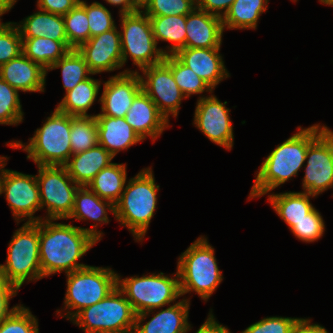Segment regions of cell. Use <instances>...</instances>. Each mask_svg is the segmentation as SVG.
<instances>
[{"label": "cell", "instance_id": "33", "mask_svg": "<svg viewBox=\"0 0 333 333\" xmlns=\"http://www.w3.org/2000/svg\"><path fill=\"white\" fill-rule=\"evenodd\" d=\"M98 144L95 115L71 116L70 145L72 155L84 152Z\"/></svg>", "mask_w": 333, "mask_h": 333}, {"label": "cell", "instance_id": "52", "mask_svg": "<svg viewBox=\"0 0 333 333\" xmlns=\"http://www.w3.org/2000/svg\"><path fill=\"white\" fill-rule=\"evenodd\" d=\"M134 1L141 7L146 0H134Z\"/></svg>", "mask_w": 333, "mask_h": 333}, {"label": "cell", "instance_id": "3", "mask_svg": "<svg viewBox=\"0 0 333 333\" xmlns=\"http://www.w3.org/2000/svg\"><path fill=\"white\" fill-rule=\"evenodd\" d=\"M159 185L151 168L141 170L128 181L119 201L115 204V218L141 241L146 235L156 209Z\"/></svg>", "mask_w": 333, "mask_h": 333}, {"label": "cell", "instance_id": "49", "mask_svg": "<svg viewBox=\"0 0 333 333\" xmlns=\"http://www.w3.org/2000/svg\"><path fill=\"white\" fill-rule=\"evenodd\" d=\"M112 5H121L120 13H133L140 10V6L134 0H106Z\"/></svg>", "mask_w": 333, "mask_h": 333}, {"label": "cell", "instance_id": "47", "mask_svg": "<svg viewBox=\"0 0 333 333\" xmlns=\"http://www.w3.org/2000/svg\"><path fill=\"white\" fill-rule=\"evenodd\" d=\"M196 333H231L228 328L217 323L214 316L209 313L205 323L197 330Z\"/></svg>", "mask_w": 333, "mask_h": 333}, {"label": "cell", "instance_id": "17", "mask_svg": "<svg viewBox=\"0 0 333 333\" xmlns=\"http://www.w3.org/2000/svg\"><path fill=\"white\" fill-rule=\"evenodd\" d=\"M142 90L139 73L136 71H123L112 76L104 83V91L100 97L102 113L114 118H125L135 96Z\"/></svg>", "mask_w": 333, "mask_h": 333}, {"label": "cell", "instance_id": "36", "mask_svg": "<svg viewBox=\"0 0 333 333\" xmlns=\"http://www.w3.org/2000/svg\"><path fill=\"white\" fill-rule=\"evenodd\" d=\"M65 33L68 44L77 49L90 38V28L85 8L78 3L72 10L63 16Z\"/></svg>", "mask_w": 333, "mask_h": 333}, {"label": "cell", "instance_id": "8", "mask_svg": "<svg viewBox=\"0 0 333 333\" xmlns=\"http://www.w3.org/2000/svg\"><path fill=\"white\" fill-rule=\"evenodd\" d=\"M0 277L18 289L26 279L43 278L39 253V221L26 222L12 237L5 265L0 264Z\"/></svg>", "mask_w": 333, "mask_h": 333}, {"label": "cell", "instance_id": "43", "mask_svg": "<svg viewBox=\"0 0 333 333\" xmlns=\"http://www.w3.org/2000/svg\"><path fill=\"white\" fill-rule=\"evenodd\" d=\"M301 318L267 317L250 325L241 333H293Z\"/></svg>", "mask_w": 333, "mask_h": 333}, {"label": "cell", "instance_id": "42", "mask_svg": "<svg viewBox=\"0 0 333 333\" xmlns=\"http://www.w3.org/2000/svg\"><path fill=\"white\" fill-rule=\"evenodd\" d=\"M324 222L321 214L314 208L306 215V218L297 222L291 232L300 240L313 242L321 238L324 233Z\"/></svg>", "mask_w": 333, "mask_h": 333}, {"label": "cell", "instance_id": "32", "mask_svg": "<svg viewBox=\"0 0 333 333\" xmlns=\"http://www.w3.org/2000/svg\"><path fill=\"white\" fill-rule=\"evenodd\" d=\"M268 0H235L222 17L223 28L256 29L259 16L266 11Z\"/></svg>", "mask_w": 333, "mask_h": 333}, {"label": "cell", "instance_id": "12", "mask_svg": "<svg viewBox=\"0 0 333 333\" xmlns=\"http://www.w3.org/2000/svg\"><path fill=\"white\" fill-rule=\"evenodd\" d=\"M6 158L1 157L0 195L5 194L8 205L13 211L15 220L29 217L27 222H38L42 217H34V213L41 209V200L37 177L17 171L3 169ZM3 162V163H2Z\"/></svg>", "mask_w": 333, "mask_h": 333}, {"label": "cell", "instance_id": "51", "mask_svg": "<svg viewBox=\"0 0 333 333\" xmlns=\"http://www.w3.org/2000/svg\"><path fill=\"white\" fill-rule=\"evenodd\" d=\"M321 3H324L326 5H332L333 6V0H319Z\"/></svg>", "mask_w": 333, "mask_h": 333}, {"label": "cell", "instance_id": "22", "mask_svg": "<svg viewBox=\"0 0 333 333\" xmlns=\"http://www.w3.org/2000/svg\"><path fill=\"white\" fill-rule=\"evenodd\" d=\"M98 128V144L113 157L120 151L142 141L125 118L95 115Z\"/></svg>", "mask_w": 333, "mask_h": 333}, {"label": "cell", "instance_id": "11", "mask_svg": "<svg viewBox=\"0 0 333 333\" xmlns=\"http://www.w3.org/2000/svg\"><path fill=\"white\" fill-rule=\"evenodd\" d=\"M37 166L41 209L47 206L46 219H67L72 213L75 194L80 186L69 176L65 166Z\"/></svg>", "mask_w": 333, "mask_h": 333}, {"label": "cell", "instance_id": "13", "mask_svg": "<svg viewBox=\"0 0 333 333\" xmlns=\"http://www.w3.org/2000/svg\"><path fill=\"white\" fill-rule=\"evenodd\" d=\"M303 178L306 193L318 195L333 187V132L326 128L309 146Z\"/></svg>", "mask_w": 333, "mask_h": 333}, {"label": "cell", "instance_id": "46", "mask_svg": "<svg viewBox=\"0 0 333 333\" xmlns=\"http://www.w3.org/2000/svg\"><path fill=\"white\" fill-rule=\"evenodd\" d=\"M235 0H196V7L210 14L223 17ZM224 11L222 13L221 10Z\"/></svg>", "mask_w": 333, "mask_h": 333}, {"label": "cell", "instance_id": "7", "mask_svg": "<svg viewBox=\"0 0 333 333\" xmlns=\"http://www.w3.org/2000/svg\"><path fill=\"white\" fill-rule=\"evenodd\" d=\"M71 320L86 333H133L136 313L116 287L103 300L79 311Z\"/></svg>", "mask_w": 333, "mask_h": 333}, {"label": "cell", "instance_id": "40", "mask_svg": "<svg viewBox=\"0 0 333 333\" xmlns=\"http://www.w3.org/2000/svg\"><path fill=\"white\" fill-rule=\"evenodd\" d=\"M0 333H39L38 322L28 308L19 305L0 323Z\"/></svg>", "mask_w": 333, "mask_h": 333}, {"label": "cell", "instance_id": "16", "mask_svg": "<svg viewBox=\"0 0 333 333\" xmlns=\"http://www.w3.org/2000/svg\"><path fill=\"white\" fill-rule=\"evenodd\" d=\"M116 28L89 38L77 48L93 74L123 66L120 32Z\"/></svg>", "mask_w": 333, "mask_h": 333}, {"label": "cell", "instance_id": "50", "mask_svg": "<svg viewBox=\"0 0 333 333\" xmlns=\"http://www.w3.org/2000/svg\"><path fill=\"white\" fill-rule=\"evenodd\" d=\"M17 0H0V16L8 12Z\"/></svg>", "mask_w": 333, "mask_h": 333}, {"label": "cell", "instance_id": "30", "mask_svg": "<svg viewBox=\"0 0 333 333\" xmlns=\"http://www.w3.org/2000/svg\"><path fill=\"white\" fill-rule=\"evenodd\" d=\"M99 87L100 82L89 77L66 92L56 108L71 116H93L88 115L87 111L96 100Z\"/></svg>", "mask_w": 333, "mask_h": 333}, {"label": "cell", "instance_id": "48", "mask_svg": "<svg viewBox=\"0 0 333 333\" xmlns=\"http://www.w3.org/2000/svg\"><path fill=\"white\" fill-rule=\"evenodd\" d=\"M293 333H329L327 330L319 324H310L309 319H303L298 322Z\"/></svg>", "mask_w": 333, "mask_h": 333}, {"label": "cell", "instance_id": "41", "mask_svg": "<svg viewBox=\"0 0 333 333\" xmlns=\"http://www.w3.org/2000/svg\"><path fill=\"white\" fill-rule=\"evenodd\" d=\"M86 10L90 28V38L102 34L116 27L110 11L99 2L88 5L85 1L79 2Z\"/></svg>", "mask_w": 333, "mask_h": 333}, {"label": "cell", "instance_id": "10", "mask_svg": "<svg viewBox=\"0 0 333 333\" xmlns=\"http://www.w3.org/2000/svg\"><path fill=\"white\" fill-rule=\"evenodd\" d=\"M140 10L120 14L122 30L120 33L122 61L125 64L128 55L141 70L164 61L167 51L157 49L149 17Z\"/></svg>", "mask_w": 333, "mask_h": 333}, {"label": "cell", "instance_id": "38", "mask_svg": "<svg viewBox=\"0 0 333 333\" xmlns=\"http://www.w3.org/2000/svg\"><path fill=\"white\" fill-rule=\"evenodd\" d=\"M196 7V0H146L141 9L147 16H186Z\"/></svg>", "mask_w": 333, "mask_h": 333}, {"label": "cell", "instance_id": "1", "mask_svg": "<svg viewBox=\"0 0 333 333\" xmlns=\"http://www.w3.org/2000/svg\"><path fill=\"white\" fill-rule=\"evenodd\" d=\"M92 228H82L71 224L53 223L52 220L39 221V253L42 277L65 271L71 273L88 265L77 263L103 233Z\"/></svg>", "mask_w": 333, "mask_h": 333}, {"label": "cell", "instance_id": "45", "mask_svg": "<svg viewBox=\"0 0 333 333\" xmlns=\"http://www.w3.org/2000/svg\"><path fill=\"white\" fill-rule=\"evenodd\" d=\"M80 0H38V9L57 15H66Z\"/></svg>", "mask_w": 333, "mask_h": 333}, {"label": "cell", "instance_id": "6", "mask_svg": "<svg viewBox=\"0 0 333 333\" xmlns=\"http://www.w3.org/2000/svg\"><path fill=\"white\" fill-rule=\"evenodd\" d=\"M176 277V278H175ZM175 277L169 278L164 273L143 277H130L120 280L117 275V287L136 313V323H142L147 314L155 308H160L175 301L181 296L178 271Z\"/></svg>", "mask_w": 333, "mask_h": 333}, {"label": "cell", "instance_id": "26", "mask_svg": "<svg viewBox=\"0 0 333 333\" xmlns=\"http://www.w3.org/2000/svg\"><path fill=\"white\" fill-rule=\"evenodd\" d=\"M310 196L315 195L304 192H286L269 195V202L276 213L287 223L291 229L297 222L306 218L314 207L310 203Z\"/></svg>", "mask_w": 333, "mask_h": 333}, {"label": "cell", "instance_id": "29", "mask_svg": "<svg viewBox=\"0 0 333 333\" xmlns=\"http://www.w3.org/2000/svg\"><path fill=\"white\" fill-rule=\"evenodd\" d=\"M107 201V202H106ZM115 215V205L108 200L101 199L87 186H80L75 194L74 207L67 219L94 220L101 223H108L107 211Z\"/></svg>", "mask_w": 333, "mask_h": 333}, {"label": "cell", "instance_id": "35", "mask_svg": "<svg viewBox=\"0 0 333 333\" xmlns=\"http://www.w3.org/2000/svg\"><path fill=\"white\" fill-rule=\"evenodd\" d=\"M172 71L173 78L183 95L188 98L192 94H200L213 89L175 55L165 56L163 61Z\"/></svg>", "mask_w": 333, "mask_h": 333}, {"label": "cell", "instance_id": "39", "mask_svg": "<svg viewBox=\"0 0 333 333\" xmlns=\"http://www.w3.org/2000/svg\"><path fill=\"white\" fill-rule=\"evenodd\" d=\"M16 23L0 21V66L22 54V38Z\"/></svg>", "mask_w": 333, "mask_h": 333}, {"label": "cell", "instance_id": "2", "mask_svg": "<svg viewBox=\"0 0 333 333\" xmlns=\"http://www.w3.org/2000/svg\"><path fill=\"white\" fill-rule=\"evenodd\" d=\"M326 128L318 124L305 129L298 127V133L277 146L264 160L249 197H261L295 176L305 162L308 146Z\"/></svg>", "mask_w": 333, "mask_h": 333}, {"label": "cell", "instance_id": "19", "mask_svg": "<svg viewBox=\"0 0 333 333\" xmlns=\"http://www.w3.org/2000/svg\"><path fill=\"white\" fill-rule=\"evenodd\" d=\"M125 120L142 140L150 136L154 141L169 125V120L143 90L135 96Z\"/></svg>", "mask_w": 333, "mask_h": 333}, {"label": "cell", "instance_id": "44", "mask_svg": "<svg viewBox=\"0 0 333 333\" xmlns=\"http://www.w3.org/2000/svg\"><path fill=\"white\" fill-rule=\"evenodd\" d=\"M18 290L15 285L0 277V323L18 307L9 309V300L17 294Z\"/></svg>", "mask_w": 333, "mask_h": 333}, {"label": "cell", "instance_id": "37", "mask_svg": "<svg viewBox=\"0 0 333 333\" xmlns=\"http://www.w3.org/2000/svg\"><path fill=\"white\" fill-rule=\"evenodd\" d=\"M18 90L0 77V124L16 125L23 120Z\"/></svg>", "mask_w": 333, "mask_h": 333}, {"label": "cell", "instance_id": "31", "mask_svg": "<svg viewBox=\"0 0 333 333\" xmlns=\"http://www.w3.org/2000/svg\"><path fill=\"white\" fill-rule=\"evenodd\" d=\"M148 17L151 21L156 42L158 43V40L173 42L167 56L175 55L179 50L186 48V16Z\"/></svg>", "mask_w": 333, "mask_h": 333}, {"label": "cell", "instance_id": "4", "mask_svg": "<svg viewBox=\"0 0 333 333\" xmlns=\"http://www.w3.org/2000/svg\"><path fill=\"white\" fill-rule=\"evenodd\" d=\"M71 115L57 108L44 125L35 131L28 145L15 141L8 146L22 148L37 165L65 166L71 159ZM25 147V148H24Z\"/></svg>", "mask_w": 333, "mask_h": 333}, {"label": "cell", "instance_id": "28", "mask_svg": "<svg viewBox=\"0 0 333 333\" xmlns=\"http://www.w3.org/2000/svg\"><path fill=\"white\" fill-rule=\"evenodd\" d=\"M126 173L125 164L111 163L103 168L87 187L101 199L108 200L115 205L125 189Z\"/></svg>", "mask_w": 333, "mask_h": 333}, {"label": "cell", "instance_id": "5", "mask_svg": "<svg viewBox=\"0 0 333 333\" xmlns=\"http://www.w3.org/2000/svg\"><path fill=\"white\" fill-rule=\"evenodd\" d=\"M181 296L195 291L203 300L209 299L223 280L214 248L204 237H199L178 259Z\"/></svg>", "mask_w": 333, "mask_h": 333}, {"label": "cell", "instance_id": "27", "mask_svg": "<svg viewBox=\"0 0 333 333\" xmlns=\"http://www.w3.org/2000/svg\"><path fill=\"white\" fill-rule=\"evenodd\" d=\"M72 49L68 41H56L46 37L22 38V53L47 71Z\"/></svg>", "mask_w": 333, "mask_h": 333}, {"label": "cell", "instance_id": "25", "mask_svg": "<svg viewBox=\"0 0 333 333\" xmlns=\"http://www.w3.org/2000/svg\"><path fill=\"white\" fill-rule=\"evenodd\" d=\"M21 24L17 25L21 38L46 37L56 41H68L62 15L39 9V12L28 16Z\"/></svg>", "mask_w": 333, "mask_h": 333}, {"label": "cell", "instance_id": "9", "mask_svg": "<svg viewBox=\"0 0 333 333\" xmlns=\"http://www.w3.org/2000/svg\"><path fill=\"white\" fill-rule=\"evenodd\" d=\"M117 275L110 268L86 266L67 273V292L65 309H76L67 312L72 319L79 311L103 300L117 287Z\"/></svg>", "mask_w": 333, "mask_h": 333}, {"label": "cell", "instance_id": "18", "mask_svg": "<svg viewBox=\"0 0 333 333\" xmlns=\"http://www.w3.org/2000/svg\"><path fill=\"white\" fill-rule=\"evenodd\" d=\"M219 50L220 48L186 47L175 56L214 89L220 81L229 77Z\"/></svg>", "mask_w": 333, "mask_h": 333}, {"label": "cell", "instance_id": "24", "mask_svg": "<svg viewBox=\"0 0 333 333\" xmlns=\"http://www.w3.org/2000/svg\"><path fill=\"white\" fill-rule=\"evenodd\" d=\"M189 301L183 299L170 307L159 311L141 325L135 323L133 333H186L191 330L188 323Z\"/></svg>", "mask_w": 333, "mask_h": 333}, {"label": "cell", "instance_id": "15", "mask_svg": "<svg viewBox=\"0 0 333 333\" xmlns=\"http://www.w3.org/2000/svg\"><path fill=\"white\" fill-rule=\"evenodd\" d=\"M227 101L221 103L216 96L201 97L197 101L194 124L213 143L231 149L233 147V127L229 117Z\"/></svg>", "mask_w": 333, "mask_h": 333}, {"label": "cell", "instance_id": "20", "mask_svg": "<svg viewBox=\"0 0 333 333\" xmlns=\"http://www.w3.org/2000/svg\"><path fill=\"white\" fill-rule=\"evenodd\" d=\"M186 47L220 48L224 31L222 18L195 7L186 15Z\"/></svg>", "mask_w": 333, "mask_h": 333}, {"label": "cell", "instance_id": "34", "mask_svg": "<svg viewBox=\"0 0 333 333\" xmlns=\"http://www.w3.org/2000/svg\"><path fill=\"white\" fill-rule=\"evenodd\" d=\"M59 67L62 70L63 88L66 92L72 90L79 82L89 78L88 74L94 75L77 49L69 50L48 70Z\"/></svg>", "mask_w": 333, "mask_h": 333}, {"label": "cell", "instance_id": "14", "mask_svg": "<svg viewBox=\"0 0 333 333\" xmlns=\"http://www.w3.org/2000/svg\"><path fill=\"white\" fill-rule=\"evenodd\" d=\"M147 78L140 75L142 90L156 104L159 111L168 120L171 113L178 115L181 100L186 98L176 84L171 69L161 62L142 69Z\"/></svg>", "mask_w": 333, "mask_h": 333}, {"label": "cell", "instance_id": "21", "mask_svg": "<svg viewBox=\"0 0 333 333\" xmlns=\"http://www.w3.org/2000/svg\"><path fill=\"white\" fill-rule=\"evenodd\" d=\"M45 70L23 53L0 66V77L16 90L44 92Z\"/></svg>", "mask_w": 333, "mask_h": 333}, {"label": "cell", "instance_id": "23", "mask_svg": "<svg viewBox=\"0 0 333 333\" xmlns=\"http://www.w3.org/2000/svg\"><path fill=\"white\" fill-rule=\"evenodd\" d=\"M72 156L65 165L69 176L79 186H88L93 178L114 158L100 144Z\"/></svg>", "mask_w": 333, "mask_h": 333}]
</instances>
